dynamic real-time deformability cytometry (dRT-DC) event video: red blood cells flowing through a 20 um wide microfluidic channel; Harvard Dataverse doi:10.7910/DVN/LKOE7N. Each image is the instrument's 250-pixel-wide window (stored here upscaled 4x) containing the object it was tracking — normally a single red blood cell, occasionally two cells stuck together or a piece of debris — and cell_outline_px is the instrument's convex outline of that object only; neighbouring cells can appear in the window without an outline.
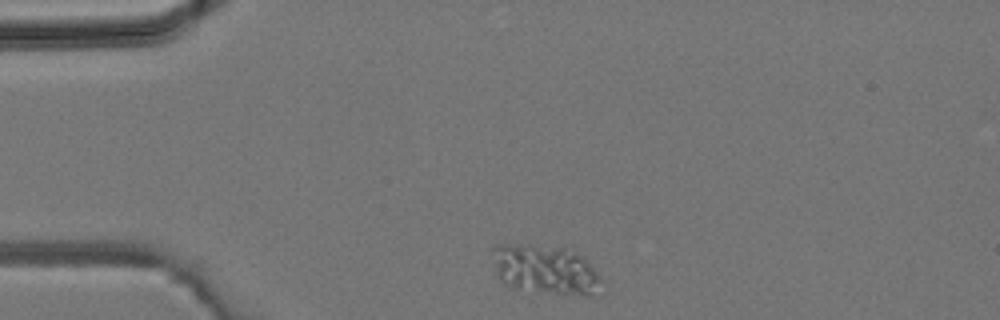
{"species": "common noctule bat (a hibernating species)", "species_latin": "Nyctalus noctula", "temperature_condition": "room temperature", "stored_images_in_passage": 26, "camera_frame_rate_fps": 3000, "um_per_image_px": 0.085, "animal": {"sex": "male", "body_mass_g": 19.2, "forearm_length_mm": 51.8}, "frame": {"image": 1, "passage_image": 1, "time_ms": 0.0, "image_size_px": [1000, 320], "cell_outline_px": [[604, 280], [588, 296], [512, 288], [504, 284], [500, 280], [496, 272], [492, 248], [496, 244], [508, 244], [564, 248], [576, 252], [584, 256], [588, 260]], "centroid_in_image_um": [46.35, 22.9], "position_along_channel_um": 38.7, "area_um2": 30.98}}
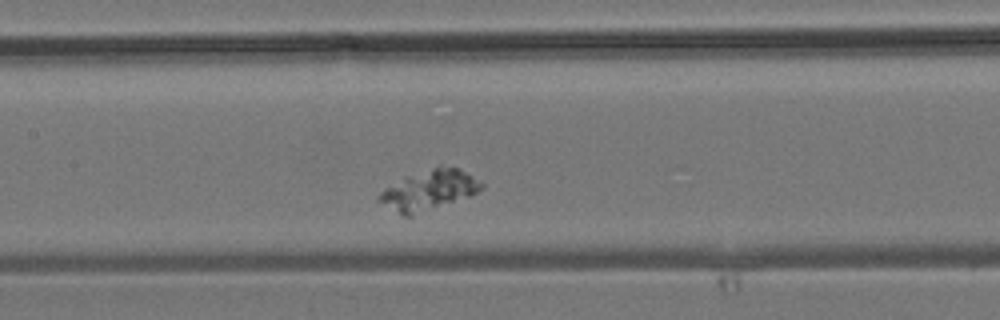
{"frame": {"image": 2, "passage_image": 12, "time_ms": 3.667, "image_size_px": [1000, 320], "cell_outline_px": [[484, 188], [472, 196], [412, 216], [404, 216], [376, 200], [376, 196], [384, 188], [404, 176], [440, 164], [460, 168], [480, 180], [484, 184]], "centroid_in_image_um": [36.49, 16.14], "position_along_channel_um": 170.9, "area_um2": 24.51}}
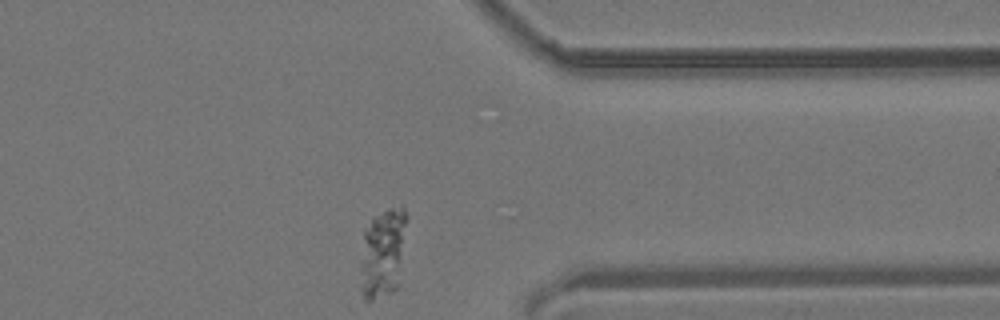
{"frame": {"image": 3, "passage_image": 26, "time_ms": 8.333, "image_size_px": [1000, 320], "cell_outline_px": [[408, 220], [400, 284], [392, 292], [372, 300], [364, 300], [360, 288], [364, 228], [376, 216], [388, 208], [404, 204], [408, 216]], "centroid_in_image_um": [32.61, 21.48], "position_along_channel_um": 378.8, "area_um2": 24.85}}